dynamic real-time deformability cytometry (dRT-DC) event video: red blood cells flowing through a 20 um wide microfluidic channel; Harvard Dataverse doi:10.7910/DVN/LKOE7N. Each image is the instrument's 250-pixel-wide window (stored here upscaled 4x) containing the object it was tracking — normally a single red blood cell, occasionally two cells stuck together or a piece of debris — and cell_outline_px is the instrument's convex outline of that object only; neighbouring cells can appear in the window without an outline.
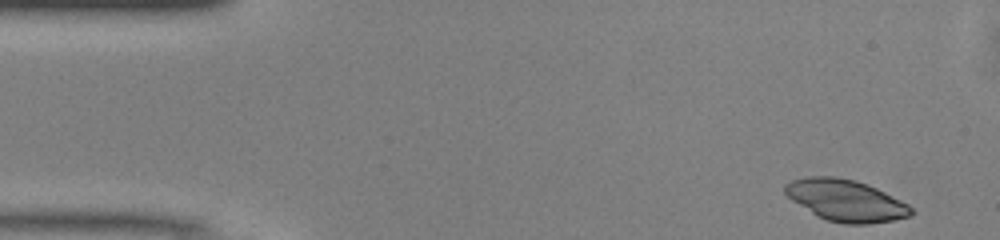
{"species": "common noctule bat (a hibernating species)", "species_latin": "Nyctalus noctula", "temperature_condition": "warm", "stored_images_in_passage": 29, "camera_frame_rate_fps": 3000, "um_per_image_px": 0.085, "animal": {"sex": "male", "body_mass_g": 13.0, "forearm_length_mm": 53.1}, "frame": {"image": 1, "passage_image": 1, "time_ms": 0.0, "image_size_px": [1000, 240], "cell_outline_px": [[916, 212], [908, 216], [892, 220], [868, 224], [844, 224], [828, 220], [812, 212], [792, 200], [784, 192], [784, 184], [792, 180], [808, 176], [832, 176], [856, 180], [868, 184], [908, 204]], "centroid_in_image_um": [71.9, 17.02], "position_along_channel_um": 13.1, "area_um2": 30.29}}